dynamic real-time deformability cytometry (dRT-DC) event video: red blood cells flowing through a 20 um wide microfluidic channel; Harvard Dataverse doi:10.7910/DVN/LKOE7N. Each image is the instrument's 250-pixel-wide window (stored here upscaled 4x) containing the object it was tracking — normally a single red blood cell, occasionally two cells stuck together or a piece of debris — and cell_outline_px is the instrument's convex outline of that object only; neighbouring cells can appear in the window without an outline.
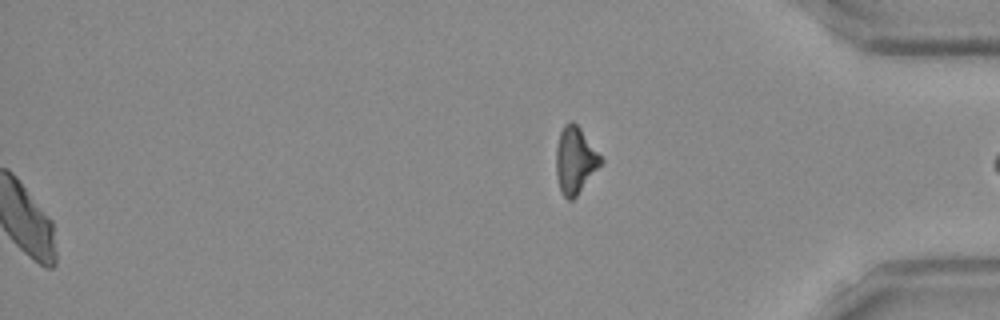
{"species": "Egyptian fruit bat (a non-hibernating species)", "species_latin": "Rousettus aegyptiacus", "temperature_condition": "room temperature", "stored_images_in_passage": 49, "segment_of_instrument_passage": [2, 2], "camera_frame_rate_fps": 3000, "um_per_image_px": 0.085, "frame": {"image": 1, "passage_image": 49, "time_ms": 16.0, "image_size_px": [1000, 320], "cell_outline_px": [[604, 164], [576, 196], [572, 200], [568, 200], [560, 192], [556, 176], [556, 148], [560, 132], [564, 124], [568, 120], [572, 120], [580, 128], [604, 160]], "centroid_in_image_um": [48.9, 13.63], "position_along_channel_um": 386.3, "area_um2": 17.69}}